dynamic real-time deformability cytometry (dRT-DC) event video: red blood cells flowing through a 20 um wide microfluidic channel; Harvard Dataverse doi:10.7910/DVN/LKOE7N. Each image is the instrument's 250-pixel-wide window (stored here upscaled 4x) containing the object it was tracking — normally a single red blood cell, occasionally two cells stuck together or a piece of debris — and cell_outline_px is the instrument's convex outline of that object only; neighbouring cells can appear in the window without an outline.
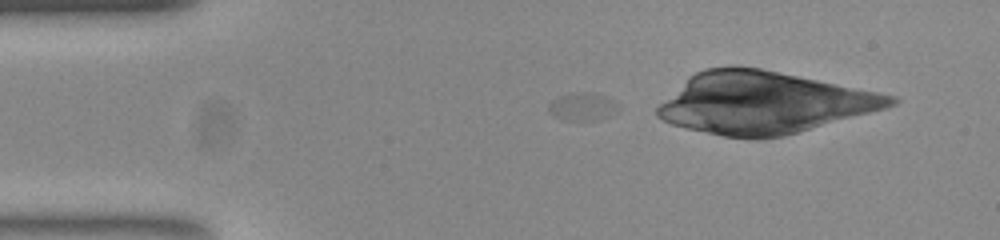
{"species": "common noctule bat (a hibernating species)", "species_latin": "Nyctalus noctula", "temperature_condition": "room temperature", "stored_images_in_passage": 37, "camera_frame_rate_fps": 3000, "um_per_image_px": 0.085, "animal": {"sex": "female", "body_mass_g": 23.0, "forearm_length_mm": 53.4}, "frame": {"image": 1, "passage_image": 1, "time_ms": 0.0, "image_size_px": [1000, 240], "cell_outline_px": [[620, 108], [616, 112], [604, 120], [564, 120], [552, 116], [548, 112], [548, 104], [556, 96], [572, 92], [592, 92], [616, 100]], "centroid_in_image_um": [49.52, 9.06], "position_along_channel_um": 35.5, "area_um2": 11.85}}
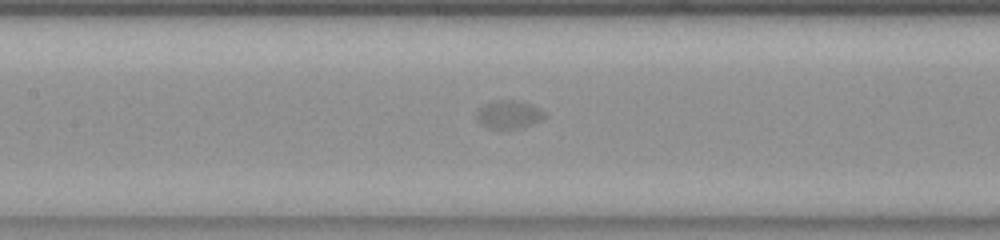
{"frame": {"image": 2, "passage_image": 14, "time_ms": 4.333, "image_size_px": [1000, 240], "cell_outline_px": [[548, 116], [532, 124], [516, 128], [488, 128], [480, 124], [476, 116], [476, 112], [484, 104], [492, 100], [512, 100], [532, 104], [544, 112]], "centroid_in_image_um": [43.23, 9.72], "position_along_channel_um": 164.2, "area_um2": 11.1}}
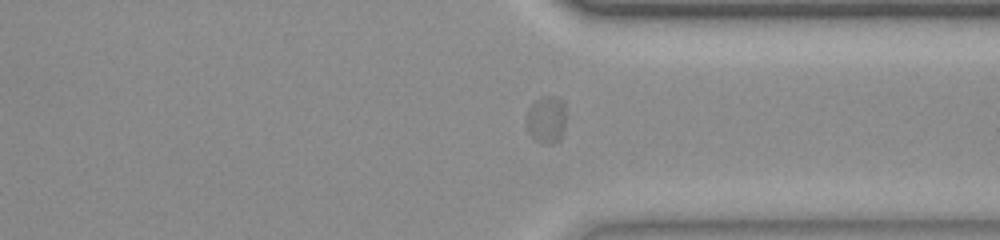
{"frame": {"image": 3, "passage_image": 30, "time_ms": 9.667, "image_size_px": [1000, 240], "cell_outline_px": [[564, 132], [560, 140], [552, 144], [548, 144], [532, 140], [528, 132], [528, 108], [540, 96], [556, 96], [564, 100]], "centroid_in_image_um": [46.46, 10.17], "position_along_channel_um": 364.9, "area_um2": 11.04}}